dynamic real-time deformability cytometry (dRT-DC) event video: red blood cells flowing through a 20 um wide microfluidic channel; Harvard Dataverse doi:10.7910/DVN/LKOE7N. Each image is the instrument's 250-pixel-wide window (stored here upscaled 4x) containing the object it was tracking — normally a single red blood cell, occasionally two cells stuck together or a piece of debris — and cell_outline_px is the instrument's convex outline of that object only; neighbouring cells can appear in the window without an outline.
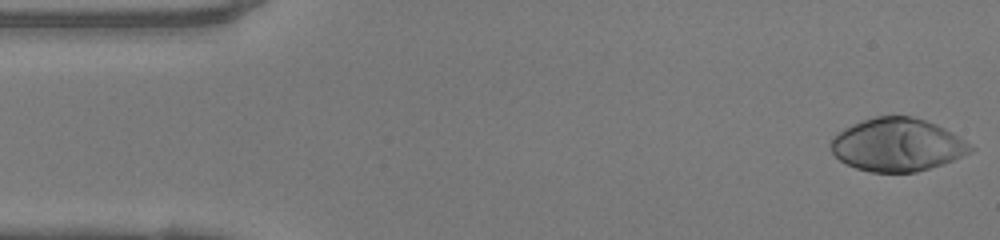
{"species": "human", "species_latin": "Homo sapiens", "temperature_condition": "warm", "stored_images_in_passage": 48, "camera_frame_rate_fps": 3000, "um_per_image_px": 0.085, "donor": {"sex": "female"}, "frame": {"image": 1, "passage_image": 1, "time_ms": 0.0, "image_size_px": [1000, 240], "cell_outline_px": [[976, 148], [972, 152], [952, 160], [916, 172], [872, 172], [856, 168], [840, 160], [832, 152], [832, 140], [844, 128], [860, 120], [876, 116], [912, 116], [936, 124], [952, 132]], "centroid_in_image_um": [76.29, 12.3], "position_along_channel_um": 8.7, "area_um2": 42.71}}
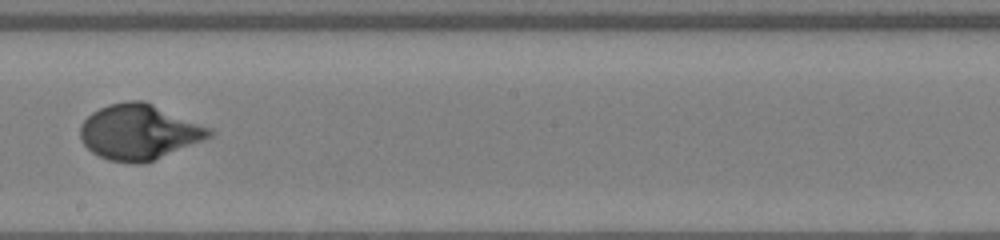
{"frame": {"image": 2, "passage_image": 26, "time_ms": 8.333, "image_size_px": [1000, 240], "cell_outline_px": [[212, 136], [144, 164], [136, 164], [108, 160], [92, 152], [80, 140], [80, 124], [92, 112], [108, 104], [128, 100], [144, 100], [212, 128]], "centroid_in_image_um": [11.8, 11.21], "position_along_channel_um": 236.4, "area_um2": 41.62}}
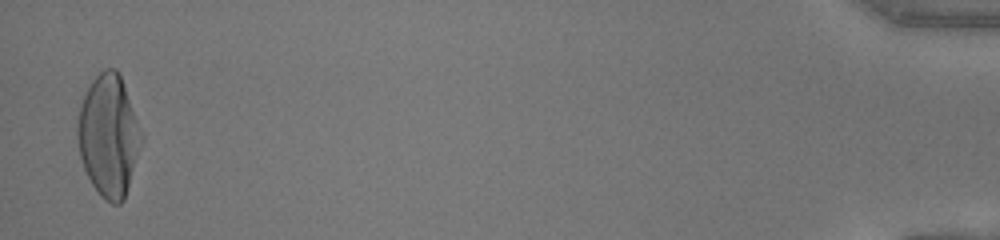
{"frame": {"image": 3, "passage_image": 47, "time_ms": 15.333, "image_size_px": [1000, 240], "cell_outline_px": [[144, 140], [124, 200], [120, 204], [112, 204], [104, 200], [100, 196], [92, 184], [84, 168], [80, 156], [76, 136], [76, 120], [80, 104], [92, 80], [104, 68], [116, 68], [120, 76], [144, 136]], "centroid_in_image_um": [9.23, 11.56], "position_along_channel_um": 426.0, "area_um2": 45.66}, "authors_computed_cell_mechanics": {"area_um2": 41.0091, "velocity_mm_per_s": 4.1491, "shape_relaxation_time_tau1_ms": 3.9723, "shape_relaxation_time_tau2_ms": null, "deformation_change_tau1": 0.2624, "deformation_change_tau2": null}}